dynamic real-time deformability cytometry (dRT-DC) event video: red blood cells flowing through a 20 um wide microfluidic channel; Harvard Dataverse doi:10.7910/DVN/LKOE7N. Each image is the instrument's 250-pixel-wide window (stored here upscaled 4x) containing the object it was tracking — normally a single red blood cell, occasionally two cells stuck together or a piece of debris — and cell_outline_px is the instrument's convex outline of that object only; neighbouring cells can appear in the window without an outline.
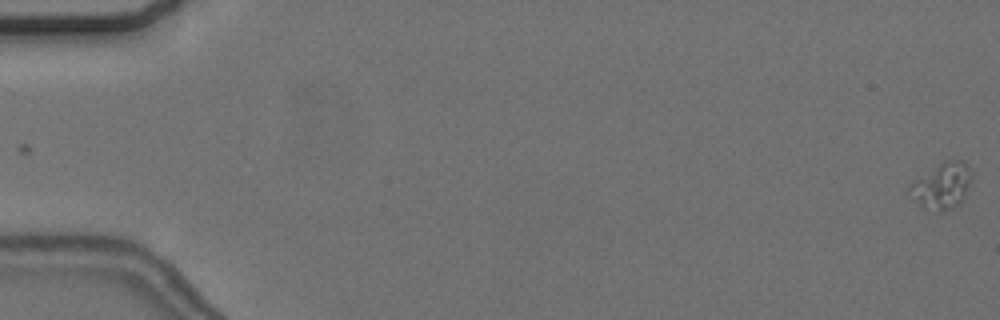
{"species": "common noctule bat (a hibernating species)", "species_latin": "Nyctalus noctula", "temperature_condition": "cold", "stored_images_in_passage": 59, "camera_frame_rate_fps": 3000, "um_per_image_px": 0.085, "animal": {"sex": "female", "body_mass_g": 24.6, "forearm_length_mm": 56.2}, "frame": {"image": 1, "passage_image": 1, "time_ms": 0.0, "image_size_px": [1000, 320], "cell_outline_px": [[972, 180], [960, 204], [944, 212], [940, 212], [924, 208], [908, 192], [908, 184], [944, 160], [964, 160], [968, 164], [972, 172]], "centroid_in_image_um": [80.09, 15.78], "position_along_channel_um": 4.9, "area_um2": 16.82}}
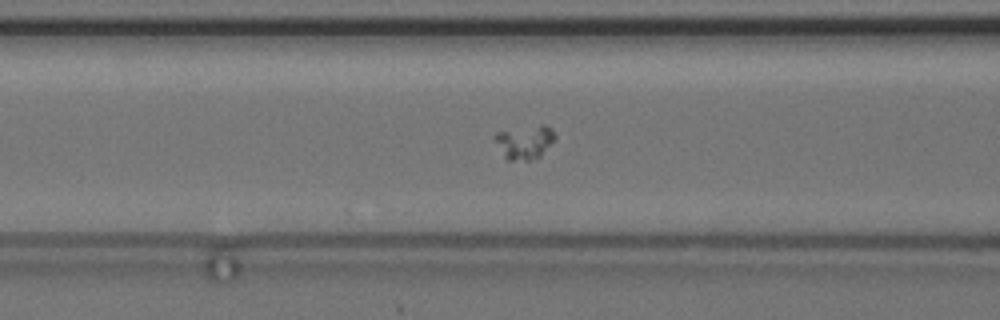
{"frame": {"image": 2, "passage_image": 25, "time_ms": 8.0, "image_size_px": [1000, 320], "cell_outline_px": [[556, 136], [540, 156], [528, 160], [508, 160], [504, 156], [492, 136], [496, 132], [540, 124], [544, 124], [552, 128]], "centroid_in_image_um": [44.58, 12.05], "position_along_channel_um": 122.0, "area_um2": 11.68}}
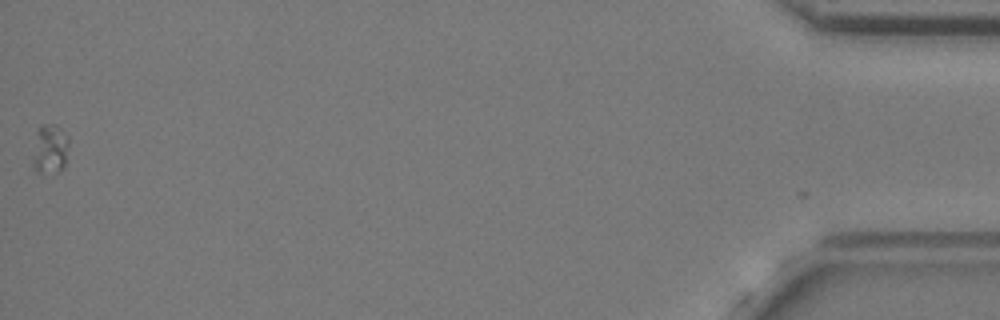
{"frame": {"image": 3, "passage_image": 59, "time_ms": 19.333, "image_size_px": [1000, 320], "cell_outline_px": [[68, 144], [64, 168], [60, 172], [36, 172], [32, 168], [32, 160], [36, 128], [40, 124], [56, 124], [68, 136]], "centroid_in_image_um": [4.22, 12.65], "position_along_channel_um": 431.0, "area_um2": 10.75}}